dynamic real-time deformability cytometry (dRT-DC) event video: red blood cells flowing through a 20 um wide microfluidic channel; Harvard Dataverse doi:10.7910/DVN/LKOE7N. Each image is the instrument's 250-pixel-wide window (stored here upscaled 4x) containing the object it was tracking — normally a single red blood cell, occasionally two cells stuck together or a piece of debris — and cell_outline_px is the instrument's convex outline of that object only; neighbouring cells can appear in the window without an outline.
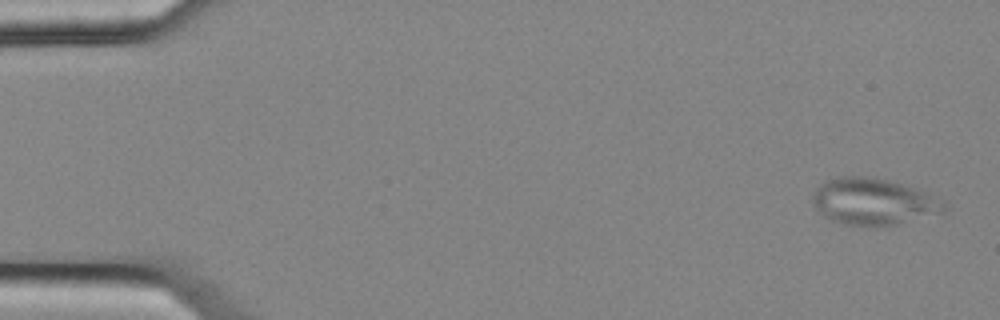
{"species": "common noctule bat (a hibernating species)", "species_latin": "Nyctalus noctula", "temperature_condition": "cold", "stored_images_in_passage": 5, "camera_frame_rate_fps": 3000, "um_per_image_px": 0.085, "animal": {"sex": "female", "body_mass_g": 25.1}, "frame": {"image": 1, "passage_image": 1, "time_ms": 0.0, "image_size_px": [1000, 320], "cell_outline_px": [[948, 204], [944, 212], [896, 224], [876, 228], [864, 228], [844, 224], [832, 220], [824, 216], [812, 204], [812, 196], [816, 188], [820, 184], [828, 180], [840, 176], [864, 176], [884, 180], [900, 184], [924, 192], [944, 200]], "centroid_in_image_um": [74.22, 17.17], "position_along_channel_um": 10.8, "area_um2": 35.84}}